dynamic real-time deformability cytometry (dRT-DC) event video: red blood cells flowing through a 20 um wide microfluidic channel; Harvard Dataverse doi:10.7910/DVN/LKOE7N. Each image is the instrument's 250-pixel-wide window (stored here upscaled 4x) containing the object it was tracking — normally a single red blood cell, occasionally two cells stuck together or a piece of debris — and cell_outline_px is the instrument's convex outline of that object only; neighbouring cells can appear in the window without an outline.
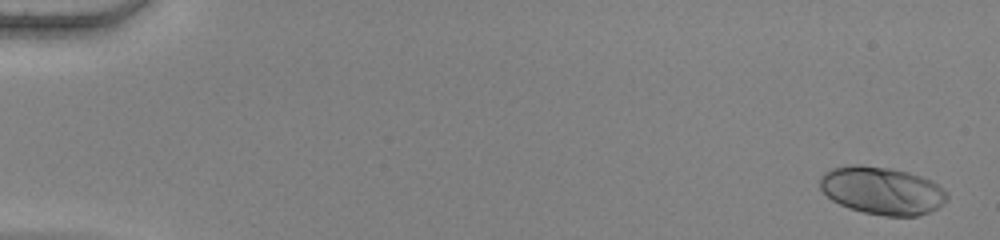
{"species": "human", "species_latin": "Homo sapiens", "temperature_condition": "warm", "stored_images_in_passage": 54, "camera_frame_rate_fps": 3000, "um_per_image_px": 0.085, "donor": {"sex": "female"}, "frame": {"image": 1, "passage_image": 2, "time_ms": 0.333, "image_size_px": [1000, 240], "cell_outline_px": [[948, 196], [936, 208], [928, 212], [916, 216], [884, 216], [864, 212], [848, 208], [832, 200], [820, 188], [820, 176], [824, 172], [832, 168], [848, 164], [860, 164], [892, 168], [908, 172], [932, 180], [944, 188]], "centroid_in_image_um": [74.94, 16.18], "position_along_channel_um": 10.1, "area_um2": 35.43}}
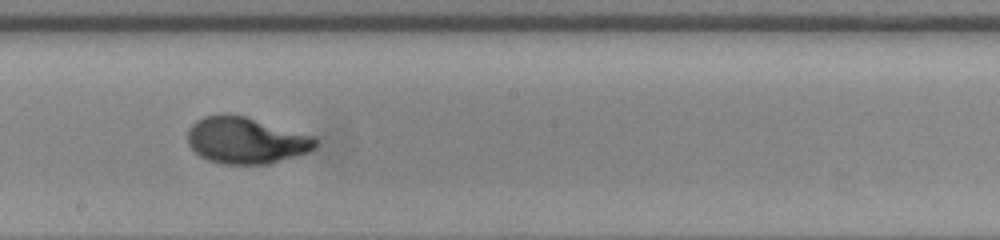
{"frame": {"image": 2, "passage_image": 32, "time_ms": 10.333, "image_size_px": [1000, 240], "cell_outline_px": [[316, 148], [312, 152], [268, 164], [224, 164], [208, 160], [200, 156], [188, 144], [188, 128], [196, 120], [204, 116], [216, 112], [224, 112], [244, 116], [316, 136]], "centroid_in_image_um": [20.92, 11.92], "position_along_channel_um": 227.3, "area_um2": 35.2}}
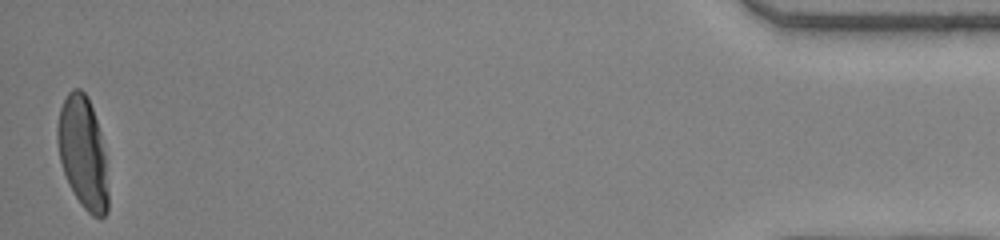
{"frame": {"image": 3, "passage_image": 54, "time_ms": 17.667, "image_size_px": [1000, 240], "cell_outline_px": [[108, 212], [100, 220], [92, 216], [80, 204], [64, 172], [60, 160], [56, 140], [56, 128], [60, 108], [68, 92], [72, 88], [80, 88], [88, 96], [100, 132], [104, 152], [108, 192]], "centroid_in_image_um": [7.04, 12.98], "position_along_channel_um": 428.2, "area_um2": 33.0}, "authors_computed_cell_mechanics": {"area_um2": 33.813, "velocity_mm_per_s": 3.8629, "shape_relaxation_time_tau1_ms": 4.6236, "shape_relaxation_time_tau2_ms": null, "deformation_change_tau1": 0.238, "deformation_change_tau2": null}}